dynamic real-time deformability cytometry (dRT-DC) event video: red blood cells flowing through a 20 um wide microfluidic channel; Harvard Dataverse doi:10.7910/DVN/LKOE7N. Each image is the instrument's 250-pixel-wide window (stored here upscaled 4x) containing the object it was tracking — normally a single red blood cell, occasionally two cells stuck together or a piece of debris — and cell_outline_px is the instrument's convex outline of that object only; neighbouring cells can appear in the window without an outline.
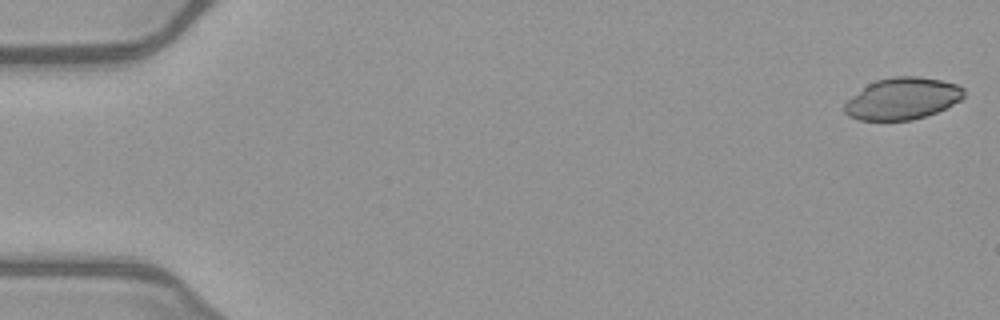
{"species": "common noctule bat (a hibernating species)", "species_latin": "Nyctalus noctula", "temperature_condition": "warm", "stored_images_in_passage": 51, "camera_frame_rate_fps": 3000, "um_per_image_px": 0.085, "animal": {"sex": "female", "body_mass_g": 21.9}, "frame": {"image": 1, "passage_image": 1, "time_ms": 0.0, "image_size_px": [1000, 320], "cell_outline_px": [[964, 96], [960, 100], [936, 112], [912, 120], [860, 120], [848, 116], [844, 112], [844, 104], [852, 96], [868, 84], [876, 80], [892, 76], [920, 76], [940, 80], [956, 84], [964, 88]], "centroid_in_image_um": [76.69, 8.37], "position_along_channel_um": 8.3, "area_um2": 28.9}}
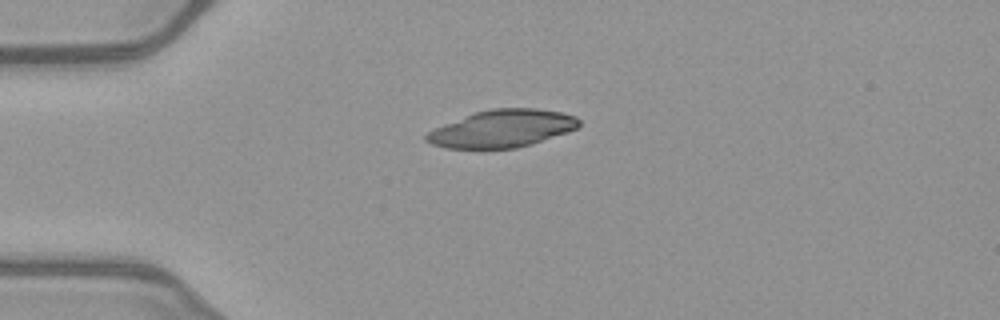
{"frame": {"image": 2, "passage_image": 13, "time_ms": 4.0, "image_size_px": [1000, 320], "cell_outline_px": [[580, 124], [576, 128], [568, 132], [532, 144], [516, 148], [444, 148], [432, 144], [424, 140], [424, 136], [428, 132], [444, 124], [476, 112], [492, 108], [536, 108], [560, 112], [576, 116], [580, 120]], "centroid_in_image_um": [42.7, 10.93], "position_along_channel_um": 42.3, "area_um2": 33.12}}